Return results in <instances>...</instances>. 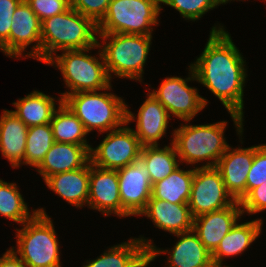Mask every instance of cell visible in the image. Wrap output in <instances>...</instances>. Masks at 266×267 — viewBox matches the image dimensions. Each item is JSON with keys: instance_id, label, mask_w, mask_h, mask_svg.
I'll return each mask as SVG.
<instances>
[{"instance_id": "obj_1", "label": "cell", "mask_w": 266, "mask_h": 267, "mask_svg": "<svg viewBox=\"0 0 266 267\" xmlns=\"http://www.w3.org/2000/svg\"><path fill=\"white\" fill-rule=\"evenodd\" d=\"M224 27L213 26L202 54L193 68L197 82L207 87L224 105L237 133L243 134V95L247 77L246 61Z\"/></svg>"}, {"instance_id": "obj_2", "label": "cell", "mask_w": 266, "mask_h": 267, "mask_svg": "<svg viewBox=\"0 0 266 267\" xmlns=\"http://www.w3.org/2000/svg\"><path fill=\"white\" fill-rule=\"evenodd\" d=\"M97 25L69 7L65 12L41 22V62L58 51L93 48L98 40Z\"/></svg>"}, {"instance_id": "obj_3", "label": "cell", "mask_w": 266, "mask_h": 267, "mask_svg": "<svg viewBox=\"0 0 266 267\" xmlns=\"http://www.w3.org/2000/svg\"><path fill=\"white\" fill-rule=\"evenodd\" d=\"M226 125L227 122L223 120L213 124L180 125L174 129L172 143L180 163L192 165L208 161L201 167H216L229 147L224 138Z\"/></svg>"}, {"instance_id": "obj_4", "label": "cell", "mask_w": 266, "mask_h": 267, "mask_svg": "<svg viewBox=\"0 0 266 267\" xmlns=\"http://www.w3.org/2000/svg\"><path fill=\"white\" fill-rule=\"evenodd\" d=\"M103 92L81 91L67 95L63 102L83 123L87 133L97 129L107 133L126 123V103L123 98L105 90Z\"/></svg>"}, {"instance_id": "obj_5", "label": "cell", "mask_w": 266, "mask_h": 267, "mask_svg": "<svg viewBox=\"0 0 266 267\" xmlns=\"http://www.w3.org/2000/svg\"><path fill=\"white\" fill-rule=\"evenodd\" d=\"M96 48H100L98 43L93 48L63 50L62 55H54L46 62L61 71L66 87L70 89L61 93L62 99L81 91H103L111 85L102 51H98V58L86 54Z\"/></svg>"}, {"instance_id": "obj_6", "label": "cell", "mask_w": 266, "mask_h": 267, "mask_svg": "<svg viewBox=\"0 0 266 267\" xmlns=\"http://www.w3.org/2000/svg\"><path fill=\"white\" fill-rule=\"evenodd\" d=\"M98 36L103 41V44L98 41V45L110 79L114 73L119 78L141 82L152 36L125 33H98Z\"/></svg>"}, {"instance_id": "obj_7", "label": "cell", "mask_w": 266, "mask_h": 267, "mask_svg": "<svg viewBox=\"0 0 266 267\" xmlns=\"http://www.w3.org/2000/svg\"><path fill=\"white\" fill-rule=\"evenodd\" d=\"M16 229V247L11 249L29 267H61L60 248L51 218L43 208Z\"/></svg>"}, {"instance_id": "obj_8", "label": "cell", "mask_w": 266, "mask_h": 267, "mask_svg": "<svg viewBox=\"0 0 266 267\" xmlns=\"http://www.w3.org/2000/svg\"><path fill=\"white\" fill-rule=\"evenodd\" d=\"M161 0H111L98 33H125L152 36L158 25Z\"/></svg>"}, {"instance_id": "obj_9", "label": "cell", "mask_w": 266, "mask_h": 267, "mask_svg": "<svg viewBox=\"0 0 266 267\" xmlns=\"http://www.w3.org/2000/svg\"><path fill=\"white\" fill-rule=\"evenodd\" d=\"M189 69L188 78L166 77L157 91H149L170 117L172 114L184 122H190L208 104V100L198 94L197 88L188 86L187 82L197 80L191 65Z\"/></svg>"}, {"instance_id": "obj_10", "label": "cell", "mask_w": 266, "mask_h": 267, "mask_svg": "<svg viewBox=\"0 0 266 267\" xmlns=\"http://www.w3.org/2000/svg\"><path fill=\"white\" fill-rule=\"evenodd\" d=\"M235 200L227 192L216 167H194L188 202L193 218L231 206Z\"/></svg>"}, {"instance_id": "obj_11", "label": "cell", "mask_w": 266, "mask_h": 267, "mask_svg": "<svg viewBox=\"0 0 266 267\" xmlns=\"http://www.w3.org/2000/svg\"><path fill=\"white\" fill-rule=\"evenodd\" d=\"M109 131L103 141L90 150L93 165L118 170L140 160L142 145L133 129L126 126Z\"/></svg>"}, {"instance_id": "obj_12", "label": "cell", "mask_w": 266, "mask_h": 267, "mask_svg": "<svg viewBox=\"0 0 266 267\" xmlns=\"http://www.w3.org/2000/svg\"><path fill=\"white\" fill-rule=\"evenodd\" d=\"M122 217L139 215L152 196L148 169L141 160L118 169Z\"/></svg>"}, {"instance_id": "obj_13", "label": "cell", "mask_w": 266, "mask_h": 267, "mask_svg": "<svg viewBox=\"0 0 266 267\" xmlns=\"http://www.w3.org/2000/svg\"><path fill=\"white\" fill-rule=\"evenodd\" d=\"M33 42L36 44L31 48L32 51L25 54L24 58L31 57L41 61V22L29 4L22 0L12 16L9 57L22 56V52Z\"/></svg>"}, {"instance_id": "obj_14", "label": "cell", "mask_w": 266, "mask_h": 267, "mask_svg": "<svg viewBox=\"0 0 266 267\" xmlns=\"http://www.w3.org/2000/svg\"><path fill=\"white\" fill-rule=\"evenodd\" d=\"M87 206L102 212L104 216L115 214L122 217L117 170L100 168L90 161Z\"/></svg>"}, {"instance_id": "obj_15", "label": "cell", "mask_w": 266, "mask_h": 267, "mask_svg": "<svg viewBox=\"0 0 266 267\" xmlns=\"http://www.w3.org/2000/svg\"><path fill=\"white\" fill-rule=\"evenodd\" d=\"M255 154V146L231 148L219 159L216 168L220 171L227 192L235 201L247 195V176Z\"/></svg>"}, {"instance_id": "obj_16", "label": "cell", "mask_w": 266, "mask_h": 267, "mask_svg": "<svg viewBox=\"0 0 266 267\" xmlns=\"http://www.w3.org/2000/svg\"><path fill=\"white\" fill-rule=\"evenodd\" d=\"M134 117L126 105V124L137 121L136 130L133 131L142 146L158 145L157 141L165 135L171 119L165 107L151 93L140 106L137 117Z\"/></svg>"}, {"instance_id": "obj_17", "label": "cell", "mask_w": 266, "mask_h": 267, "mask_svg": "<svg viewBox=\"0 0 266 267\" xmlns=\"http://www.w3.org/2000/svg\"><path fill=\"white\" fill-rule=\"evenodd\" d=\"M174 235L180 239L171 250H161L154 245L148 250L150 261H154L161 253H168L169 267H215L212 254L205 248L193 229Z\"/></svg>"}, {"instance_id": "obj_18", "label": "cell", "mask_w": 266, "mask_h": 267, "mask_svg": "<svg viewBox=\"0 0 266 267\" xmlns=\"http://www.w3.org/2000/svg\"><path fill=\"white\" fill-rule=\"evenodd\" d=\"M243 211L239 201L222 210L210 212L193 218V230L205 248L212 254L222 238L242 218Z\"/></svg>"}, {"instance_id": "obj_19", "label": "cell", "mask_w": 266, "mask_h": 267, "mask_svg": "<svg viewBox=\"0 0 266 267\" xmlns=\"http://www.w3.org/2000/svg\"><path fill=\"white\" fill-rule=\"evenodd\" d=\"M91 148V146L54 142L36 170L45 180L58 173L82 168L90 161Z\"/></svg>"}, {"instance_id": "obj_20", "label": "cell", "mask_w": 266, "mask_h": 267, "mask_svg": "<svg viewBox=\"0 0 266 267\" xmlns=\"http://www.w3.org/2000/svg\"><path fill=\"white\" fill-rule=\"evenodd\" d=\"M152 219L156 227L172 234L193 229V217L188 204H174L152 196L139 216Z\"/></svg>"}, {"instance_id": "obj_21", "label": "cell", "mask_w": 266, "mask_h": 267, "mask_svg": "<svg viewBox=\"0 0 266 267\" xmlns=\"http://www.w3.org/2000/svg\"><path fill=\"white\" fill-rule=\"evenodd\" d=\"M152 240L130 238L127 242L114 245L95 260H87L83 267H139L148 257Z\"/></svg>"}, {"instance_id": "obj_22", "label": "cell", "mask_w": 266, "mask_h": 267, "mask_svg": "<svg viewBox=\"0 0 266 267\" xmlns=\"http://www.w3.org/2000/svg\"><path fill=\"white\" fill-rule=\"evenodd\" d=\"M90 161L82 168L47 177L46 186L76 208L88 205Z\"/></svg>"}, {"instance_id": "obj_23", "label": "cell", "mask_w": 266, "mask_h": 267, "mask_svg": "<svg viewBox=\"0 0 266 267\" xmlns=\"http://www.w3.org/2000/svg\"><path fill=\"white\" fill-rule=\"evenodd\" d=\"M28 128L11 110H3L0 117V150L13 168L25 164Z\"/></svg>"}, {"instance_id": "obj_24", "label": "cell", "mask_w": 266, "mask_h": 267, "mask_svg": "<svg viewBox=\"0 0 266 267\" xmlns=\"http://www.w3.org/2000/svg\"><path fill=\"white\" fill-rule=\"evenodd\" d=\"M262 219H255L235 226L222 238L219 246L212 253L215 267H223L226 257L242 254L261 234ZM224 267H231L225 266Z\"/></svg>"}, {"instance_id": "obj_25", "label": "cell", "mask_w": 266, "mask_h": 267, "mask_svg": "<svg viewBox=\"0 0 266 267\" xmlns=\"http://www.w3.org/2000/svg\"><path fill=\"white\" fill-rule=\"evenodd\" d=\"M55 99L43 92L34 90L26 97L13 102L12 111L26 126H38L50 123L56 111Z\"/></svg>"}, {"instance_id": "obj_26", "label": "cell", "mask_w": 266, "mask_h": 267, "mask_svg": "<svg viewBox=\"0 0 266 267\" xmlns=\"http://www.w3.org/2000/svg\"><path fill=\"white\" fill-rule=\"evenodd\" d=\"M58 109L53 114L50 122L55 142L91 146L88 144L83 123L67 107L63 99L58 98Z\"/></svg>"}, {"instance_id": "obj_27", "label": "cell", "mask_w": 266, "mask_h": 267, "mask_svg": "<svg viewBox=\"0 0 266 267\" xmlns=\"http://www.w3.org/2000/svg\"><path fill=\"white\" fill-rule=\"evenodd\" d=\"M194 169L182 170L179 167L168 177L152 185V197L174 204H188Z\"/></svg>"}, {"instance_id": "obj_28", "label": "cell", "mask_w": 266, "mask_h": 267, "mask_svg": "<svg viewBox=\"0 0 266 267\" xmlns=\"http://www.w3.org/2000/svg\"><path fill=\"white\" fill-rule=\"evenodd\" d=\"M170 145L164 148L158 145L142 147L140 160L149 171L152 185L165 179L179 167L180 160L176 159L178 155L175 146L172 142Z\"/></svg>"}, {"instance_id": "obj_29", "label": "cell", "mask_w": 266, "mask_h": 267, "mask_svg": "<svg viewBox=\"0 0 266 267\" xmlns=\"http://www.w3.org/2000/svg\"><path fill=\"white\" fill-rule=\"evenodd\" d=\"M17 187L15 183H7L0 179V215L23 225L38 211L35 209L30 214L27 203Z\"/></svg>"}, {"instance_id": "obj_30", "label": "cell", "mask_w": 266, "mask_h": 267, "mask_svg": "<svg viewBox=\"0 0 266 267\" xmlns=\"http://www.w3.org/2000/svg\"><path fill=\"white\" fill-rule=\"evenodd\" d=\"M54 142L50 123L29 127L26 136L25 164L37 168Z\"/></svg>"}, {"instance_id": "obj_31", "label": "cell", "mask_w": 266, "mask_h": 267, "mask_svg": "<svg viewBox=\"0 0 266 267\" xmlns=\"http://www.w3.org/2000/svg\"><path fill=\"white\" fill-rule=\"evenodd\" d=\"M176 9L186 20L196 21L210 9L220 5L219 0H161Z\"/></svg>"}, {"instance_id": "obj_32", "label": "cell", "mask_w": 266, "mask_h": 267, "mask_svg": "<svg viewBox=\"0 0 266 267\" xmlns=\"http://www.w3.org/2000/svg\"><path fill=\"white\" fill-rule=\"evenodd\" d=\"M22 0H0V50L9 56L12 16Z\"/></svg>"}, {"instance_id": "obj_33", "label": "cell", "mask_w": 266, "mask_h": 267, "mask_svg": "<svg viewBox=\"0 0 266 267\" xmlns=\"http://www.w3.org/2000/svg\"><path fill=\"white\" fill-rule=\"evenodd\" d=\"M266 183V144L256 145L254 159L247 176V194Z\"/></svg>"}, {"instance_id": "obj_34", "label": "cell", "mask_w": 266, "mask_h": 267, "mask_svg": "<svg viewBox=\"0 0 266 267\" xmlns=\"http://www.w3.org/2000/svg\"><path fill=\"white\" fill-rule=\"evenodd\" d=\"M111 0H70V7L85 17L90 18L96 25L105 16Z\"/></svg>"}, {"instance_id": "obj_35", "label": "cell", "mask_w": 266, "mask_h": 267, "mask_svg": "<svg viewBox=\"0 0 266 267\" xmlns=\"http://www.w3.org/2000/svg\"><path fill=\"white\" fill-rule=\"evenodd\" d=\"M40 22L65 12L70 7V0H25Z\"/></svg>"}, {"instance_id": "obj_36", "label": "cell", "mask_w": 266, "mask_h": 267, "mask_svg": "<svg viewBox=\"0 0 266 267\" xmlns=\"http://www.w3.org/2000/svg\"><path fill=\"white\" fill-rule=\"evenodd\" d=\"M243 214H257L266 210V183L252 189L241 201Z\"/></svg>"}, {"instance_id": "obj_37", "label": "cell", "mask_w": 266, "mask_h": 267, "mask_svg": "<svg viewBox=\"0 0 266 267\" xmlns=\"http://www.w3.org/2000/svg\"><path fill=\"white\" fill-rule=\"evenodd\" d=\"M0 267H29L11 248L0 257Z\"/></svg>"}, {"instance_id": "obj_38", "label": "cell", "mask_w": 266, "mask_h": 267, "mask_svg": "<svg viewBox=\"0 0 266 267\" xmlns=\"http://www.w3.org/2000/svg\"><path fill=\"white\" fill-rule=\"evenodd\" d=\"M151 263L149 257L139 266V267H147Z\"/></svg>"}, {"instance_id": "obj_39", "label": "cell", "mask_w": 266, "mask_h": 267, "mask_svg": "<svg viewBox=\"0 0 266 267\" xmlns=\"http://www.w3.org/2000/svg\"><path fill=\"white\" fill-rule=\"evenodd\" d=\"M232 1V0H219L220 4H226L227 2ZM238 1V0H237ZM240 1V0H239Z\"/></svg>"}]
</instances>
